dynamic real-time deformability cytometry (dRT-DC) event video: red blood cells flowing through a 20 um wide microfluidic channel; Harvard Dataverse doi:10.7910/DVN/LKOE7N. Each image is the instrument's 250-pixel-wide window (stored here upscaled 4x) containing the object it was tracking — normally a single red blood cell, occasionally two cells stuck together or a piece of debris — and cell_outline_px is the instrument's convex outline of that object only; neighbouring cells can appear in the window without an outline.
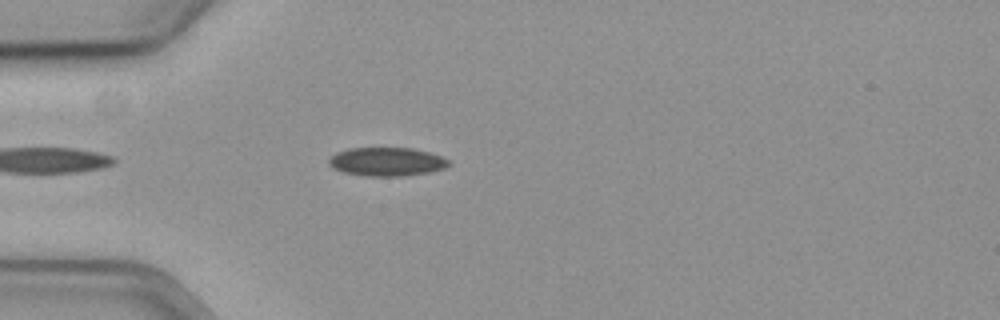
{"species": "common noctule bat (a hibernating species)", "species_latin": "Nyctalus noctula", "temperature_condition": "cold", "stored_images_in_passage": 7, "camera_frame_rate_fps": 3000, "um_per_image_px": 0.085, "animal": {"sex": "female", "body_mass_g": 19.3, "forearm_length_mm": 54.1}, "frame": {"image": 1, "passage_image": 5, "time_ms": 1.333, "image_size_px": [1000, 320], "cell_outline_px": [[452, 164], [444, 168], [428, 172], [404, 176], [364, 176], [344, 172], [332, 168], [328, 164], [328, 160], [336, 152], [348, 148], [412, 148], [428, 152], [440, 156], [448, 160]], "centroid_in_image_um": [32.85, 13.75], "position_along_channel_um": 52.2, "area_um2": 20.0}}